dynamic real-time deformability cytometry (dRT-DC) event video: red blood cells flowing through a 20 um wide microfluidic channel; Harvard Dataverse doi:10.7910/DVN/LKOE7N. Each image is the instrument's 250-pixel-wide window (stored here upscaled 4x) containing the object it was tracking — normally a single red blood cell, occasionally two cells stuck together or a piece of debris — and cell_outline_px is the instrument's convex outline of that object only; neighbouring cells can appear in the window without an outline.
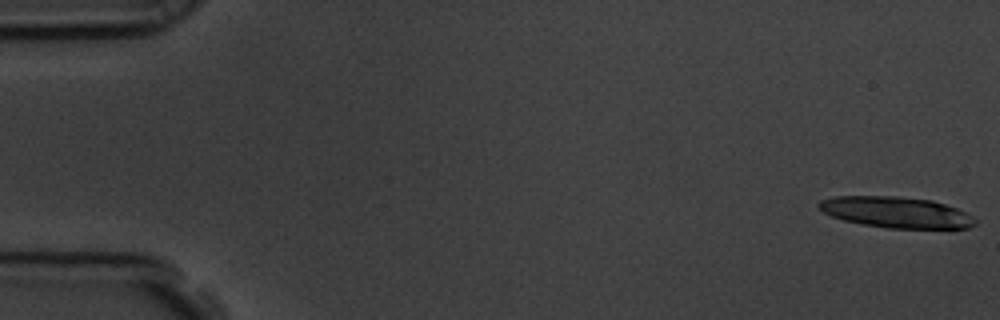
{"species": "common noctule bat (a hibernating species)", "species_latin": "Nyctalus noctula", "temperature_condition": "room temperature", "stored_images_in_passage": 27, "camera_frame_rate_fps": 3000, "um_per_image_px": 0.085, "animal": {"sex": "male", "body_mass_g": 19.5, "forearm_length_mm": 54.6}, "frame": {"image": 1, "passage_image": 1, "time_ms": 0.0, "image_size_px": [1000, 320], "cell_outline_px": [[976, 224], [968, 228], [888, 228], [864, 224], [844, 220], [832, 216], [824, 212], [816, 204], [820, 200], [832, 196], [896, 196], [932, 200], [956, 208], [972, 216], [976, 220]], "centroid_in_image_um": [76.15, 18.03], "position_along_channel_um": 8.8, "area_um2": 28.09}}
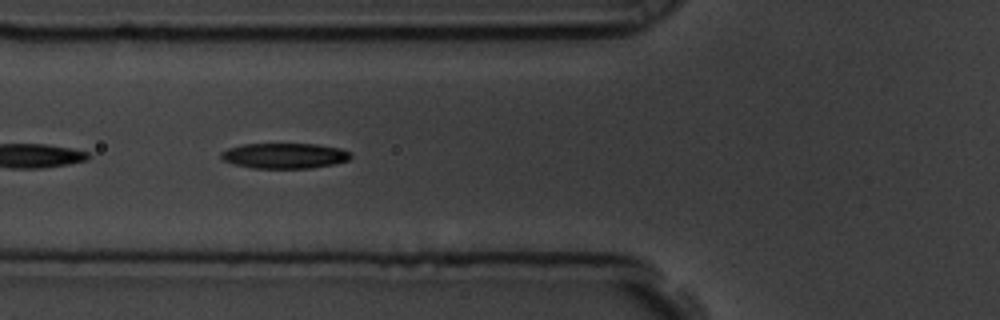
{"frame": {"image": 2, "passage_image": 22, "time_ms": 7.0, "image_size_px": [1000, 320], "cell_outline_px": [[352, 156], [348, 160], [332, 164], [312, 168], [252, 168], [232, 164], [224, 160], [220, 156], [220, 152], [228, 148], [244, 144], [316, 144], [340, 148], [348, 152]], "centroid_in_image_um": [24.15, 13.24], "position_along_channel_um": 101.7, "area_um2": 19.13}}